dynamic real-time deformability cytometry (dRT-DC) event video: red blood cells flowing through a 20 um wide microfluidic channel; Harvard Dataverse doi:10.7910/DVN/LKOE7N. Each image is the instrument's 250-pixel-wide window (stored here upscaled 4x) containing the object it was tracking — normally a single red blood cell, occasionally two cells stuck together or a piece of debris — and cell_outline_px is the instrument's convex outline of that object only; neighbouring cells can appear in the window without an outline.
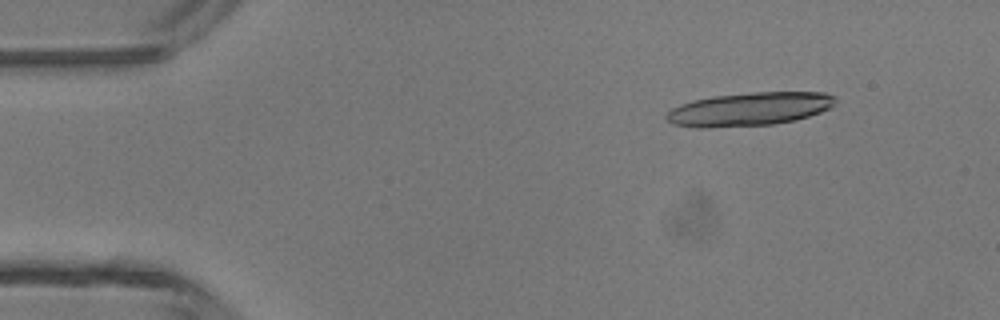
{"species": "common noctule bat (a hibernating species)", "species_latin": "Nyctalus noctula", "temperature_condition": "room temperature", "stored_images_in_passage": 16, "camera_frame_rate_fps": 3000, "um_per_image_px": 0.085, "animal": {"sex": "male", "body_mass_g": 13.3}, "frame": {"image": 1, "passage_image": 6, "time_ms": 1.667, "image_size_px": [1000, 320], "cell_outline_px": [[836, 104], [832, 108], [808, 116], [792, 120], [772, 124], [708, 128], [696, 128], [672, 124], [664, 116], [672, 108], [680, 104], [692, 100], [712, 96], [752, 92], [824, 92], [836, 96]], "centroid_in_image_um": [63.69, 9.27], "position_along_channel_um": 21.3, "area_um2": 33.12}}